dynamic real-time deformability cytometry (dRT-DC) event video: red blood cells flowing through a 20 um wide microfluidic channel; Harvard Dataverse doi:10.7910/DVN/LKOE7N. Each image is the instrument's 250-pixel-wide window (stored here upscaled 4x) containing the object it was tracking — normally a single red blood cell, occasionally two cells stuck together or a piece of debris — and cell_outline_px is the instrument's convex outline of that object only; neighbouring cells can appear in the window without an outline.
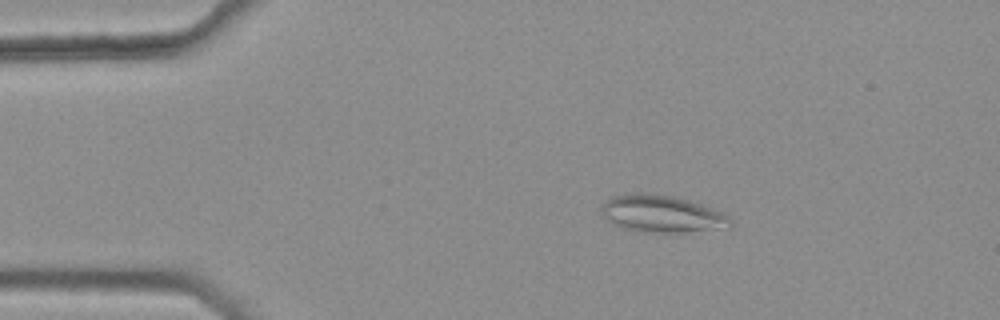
{"species": "common noctule bat (a hibernating species)", "species_latin": "Nyctalus noctula", "temperature_condition": "warm", "stored_images_in_passage": 37, "camera_frame_rate_fps": 3000, "um_per_image_px": 0.085, "animal": {"sex": "female", "body_mass_g": 25.1}, "frame": {"image": 1, "passage_image": 2, "time_ms": 0.333, "image_size_px": [1000, 320], "cell_outline_px": [[732, 224], [728, 228], [684, 232], [640, 232], [620, 228], [612, 224], [600, 212], [600, 208], [604, 200], [612, 196], [632, 192], [644, 192], [672, 196], [688, 200], [724, 212], [732, 220]], "centroid_in_image_um": [56.21, 18.17], "position_along_channel_um": 28.8, "area_um2": 28.38}}
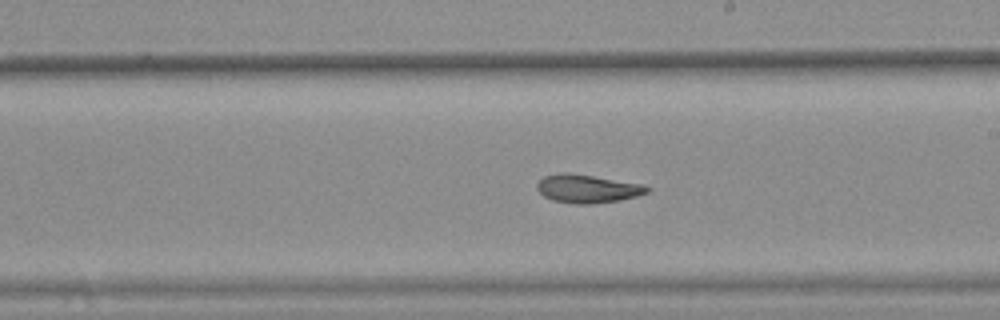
{"frame": {"image": 2, "passage_image": 23, "time_ms": 7.333, "image_size_px": [1000, 320], "cell_outline_px": [[652, 188], [648, 192], [636, 196], [620, 200], [592, 204], [576, 204], [552, 200], [544, 196], [536, 188], [536, 184], [544, 176], [560, 172], [568, 172], [640, 184]], "centroid_in_image_um": [49.89, 16.04], "position_along_channel_um": 239.1, "area_um2": 18.03}}
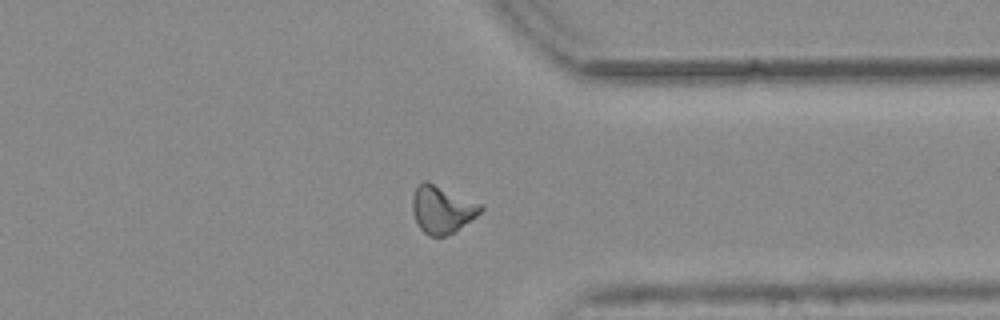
{"frame": {"image": 3, "passage_image": 34, "time_ms": 11.0, "image_size_px": [1000, 320], "cell_outline_px": [[484, 208], [476, 216], [452, 232], [444, 236], [428, 236], [420, 228], [412, 212], [412, 196], [416, 184], [424, 180], [428, 180], [480, 204]], "centroid_in_image_um": [37.51, 17.76], "position_along_channel_um": 373.9, "area_um2": 18.73}, "authors_computed_cell_mechanics": {"area_um2": 18.4382, "velocity_mm_per_s": 3.7806, "shape_relaxation_time_tau1_ms": null, "shape_relaxation_time_tau2_ms": 4.8238, "deformation_change_tau1": null, "deformation_change_tau2": 0.1231}}